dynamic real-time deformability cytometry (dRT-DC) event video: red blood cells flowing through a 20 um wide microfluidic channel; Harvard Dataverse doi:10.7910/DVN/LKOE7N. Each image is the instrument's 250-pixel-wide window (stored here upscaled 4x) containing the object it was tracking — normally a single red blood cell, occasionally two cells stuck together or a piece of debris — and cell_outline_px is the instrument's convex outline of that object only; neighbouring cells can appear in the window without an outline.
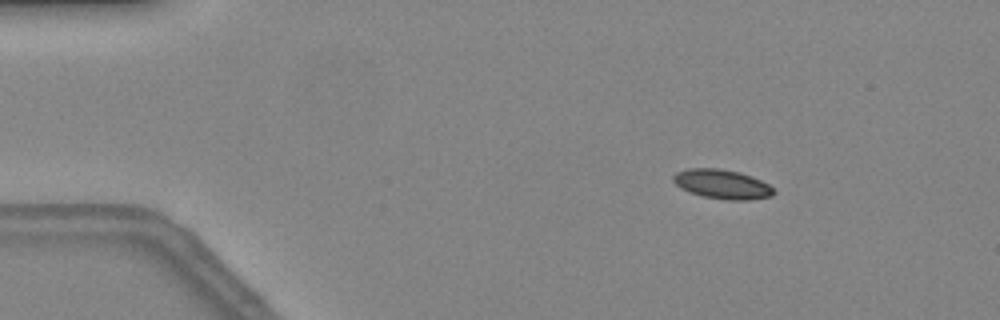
{"species": "common noctule bat (a hibernating species)", "species_latin": "Nyctalus noctula", "temperature_condition": "warm", "stored_images_in_passage": 24, "camera_frame_rate_fps": 3000, "um_per_image_px": 0.085, "animal": {"sex": "female", "body_mass_g": 24.6, "forearm_length_mm": 56.2}, "frame": {"image": 1, "passage_image": 7, "time_ms": 2.0, "image_size_px": [1000, 320], "cell_outline_px": [[776, 192], [772, 196], [748, 200], [724, 200], [704, 196], [680, 188], [672, 180], [672, 176], [676, 172], [688, 168], [720, 168], [740, 172], [760, 180], [768, 184]], "centroid_in_image_um": [61.37, 15.65], "position_along_channel_um": 23.6, "area_um2": 17.17}}